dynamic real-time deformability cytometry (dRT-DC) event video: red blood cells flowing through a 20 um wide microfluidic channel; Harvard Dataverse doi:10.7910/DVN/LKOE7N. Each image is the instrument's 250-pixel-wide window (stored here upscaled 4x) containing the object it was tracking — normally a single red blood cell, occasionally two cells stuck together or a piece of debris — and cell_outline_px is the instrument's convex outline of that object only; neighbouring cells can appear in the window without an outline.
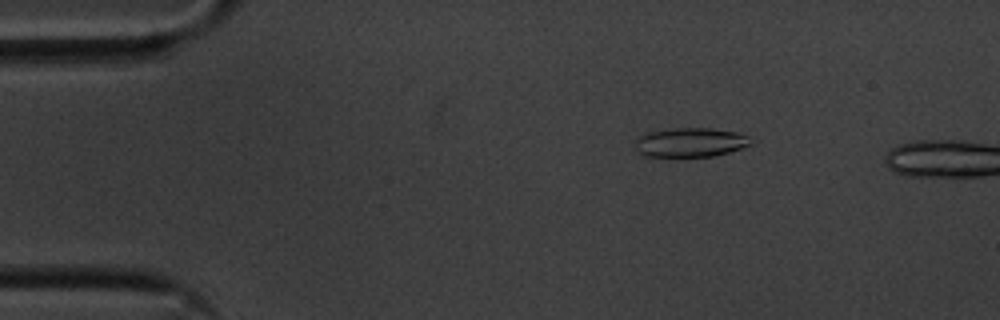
{"species": "common noctule bat (a hibernating species)", "species_latin": "Nyctalus noctula", "temperature_condition": "cold", "stored_images_in_passage": 12, "camera_frame_rate_fps": 3000, "um_per_image_px": 0.085, "animal": {"sex": "male", "body_mass_g": 20.1, "forearm_length_mm": 53.5}, "frame": {"image": 1, "passage_image": 9, "time_ms": 2.667, "image_size_px": [1000, 320], "cell_outline_px": [[752, 144], [728, 152], [712, 156], [644, 156], [636, 152], [636, 136], [644, 132], [676, 128], [712, 128], [736, 132], [748, 136]], "centroid_in_image_um": [58.62, 12.09], "position_along_channel_um": 26.4, "area_um2": 19.71}}